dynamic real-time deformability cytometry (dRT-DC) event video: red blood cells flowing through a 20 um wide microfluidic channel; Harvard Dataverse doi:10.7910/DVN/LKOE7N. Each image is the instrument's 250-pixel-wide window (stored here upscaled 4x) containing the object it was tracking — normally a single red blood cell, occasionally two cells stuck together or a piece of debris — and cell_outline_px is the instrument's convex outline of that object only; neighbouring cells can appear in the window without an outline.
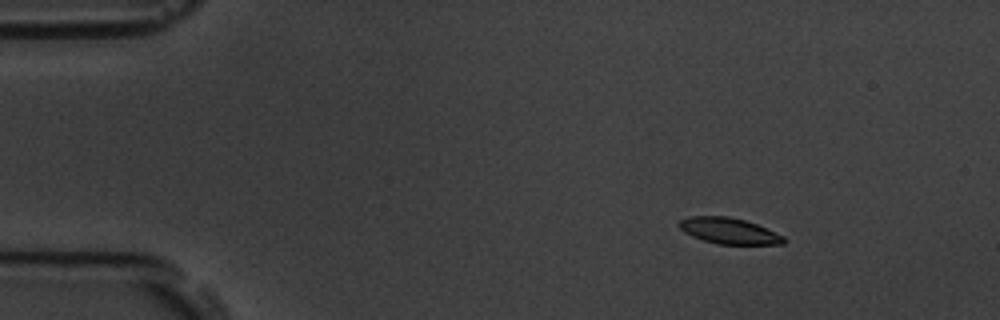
{"species": "common noctule bat (a hibernating species)", "species_latin": "Nyctalus noctula", "temperature_condition": "room temperature", "stored_images_in_passage": 5, "camera_frame_rate_fps": 3000, "um_per_image_px": 0.085, "animal": {"sex": "male", "body_mass_g": 19.5, "forearm_length_mm": 54.6}, "frame": {"image": 1, "passage_image": 3, "time_ms": 2.333, "image_size_px": [1000, 320], "cell_outline_px": [[784, 244], [716, 244], [692, 236], [684, 232], [676, 224], [680, 220], [688, 216], [728, 216], [744, 220], [756, 224], [784, 236]], "centroid_in_image_um": [61.91, 19.62], "position_along_channel_um": 23.1, "area_um2": 15.78}}